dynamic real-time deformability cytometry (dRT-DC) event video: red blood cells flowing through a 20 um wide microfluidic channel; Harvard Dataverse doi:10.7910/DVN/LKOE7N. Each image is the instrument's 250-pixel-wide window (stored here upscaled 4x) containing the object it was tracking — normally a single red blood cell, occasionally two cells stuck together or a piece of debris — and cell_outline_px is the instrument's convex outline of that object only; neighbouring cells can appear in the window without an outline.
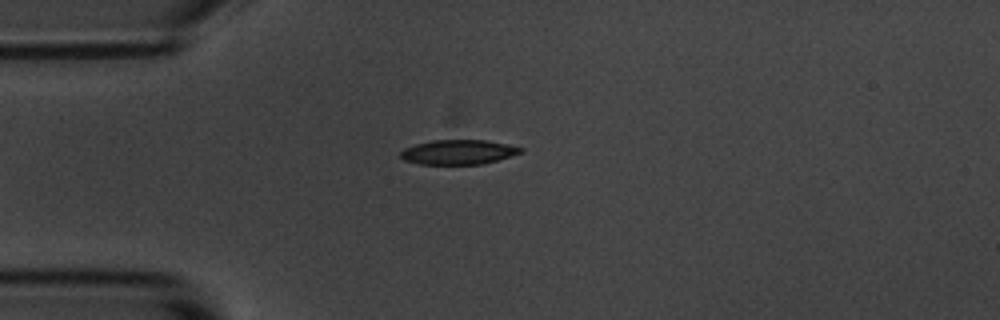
{"species": "common noctule bat (a hibernating species)", "species_latin": "Nyctalus noctula", "temperature_condition": "room temperature", "stored_images_in_passage": 31, "camera_frame_rate_fps": 3000, "um_per_image_px": 0.085, "animal": {"sex": "male", "body_mass_g": 20.1, "forearm_length_mm": 53.5}, "frame": {"image": 1, "passage_image": 1, "time_ms": 0.0, "image_size_px": [1000, 320], "cell_outline_px": [[524, 148], [520, 152], [496, 160], [480, 164], [420, 164], [404, 160], [400, 156], [400, 152], [404, 148], [416, 144], [432, 140], [484, 140], [508, 144]], "centroid_in_image_um": [38.91, 12.92], "position_along_channel_um": 46.1, "area_um2": 16.99}}
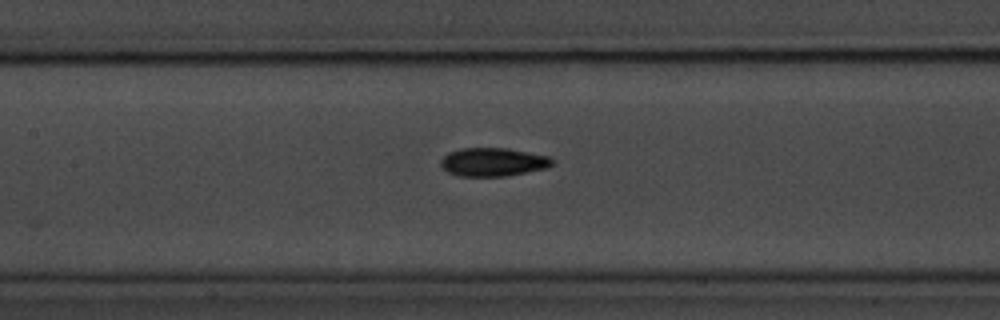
{"frame": {"image": 2, "passage_image": 12, "time_ms": 3.667, "image_size_px": [1000, 320], "cell_outline_px": [[552, 164], [544, 168], [504, 176], [460, 176], [448, 172], [440, 164], [440, 160], [448, 152], [460, 148], [508, 148], [548, 156], [552, 160]], "centroid_in_image_um": [41.85, 13.76], "position_along_channel_um": 165.6, "area_um2": 18.21}}
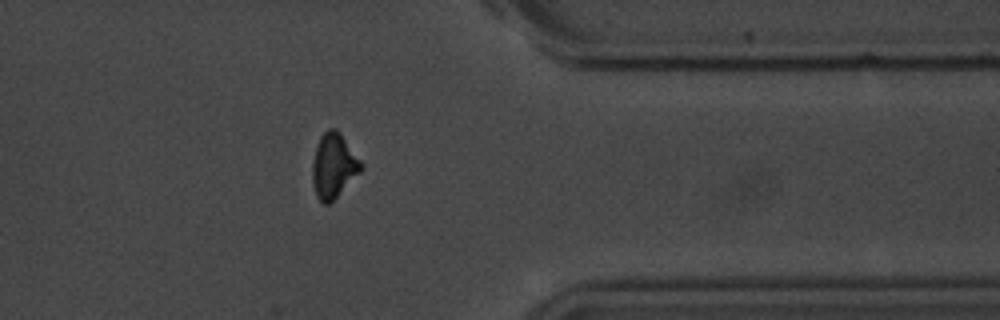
{"frame": {"image": 3, "passage_image": 31, "time_ms": 10.0, "image_size_px": [1000, 320], "cell_outline_px": [[364, 168], [328, 204], [324, 204], [316, 196], [312, 180], [312, 164], [316, 148], [320, 136], [328, 128], [336, 128], [340, 132], [364, 164]], "centroid_in_image_um": [28.36, 14.05], "position_along_channel_um": 383.0, "area_um2": 18.21}, "authors_computed_cell_mechanics": {"area_um2": 18.1492, "velocity_mm_per_s": 3.6386, "shape_relaxation_time_tau1_ms": 2.7513, "shape_relaxation_time_tau2_ms": 4.2187, "deformation_change_tau1": 0.1338, "deformation_change_tau2": 0.0967}}